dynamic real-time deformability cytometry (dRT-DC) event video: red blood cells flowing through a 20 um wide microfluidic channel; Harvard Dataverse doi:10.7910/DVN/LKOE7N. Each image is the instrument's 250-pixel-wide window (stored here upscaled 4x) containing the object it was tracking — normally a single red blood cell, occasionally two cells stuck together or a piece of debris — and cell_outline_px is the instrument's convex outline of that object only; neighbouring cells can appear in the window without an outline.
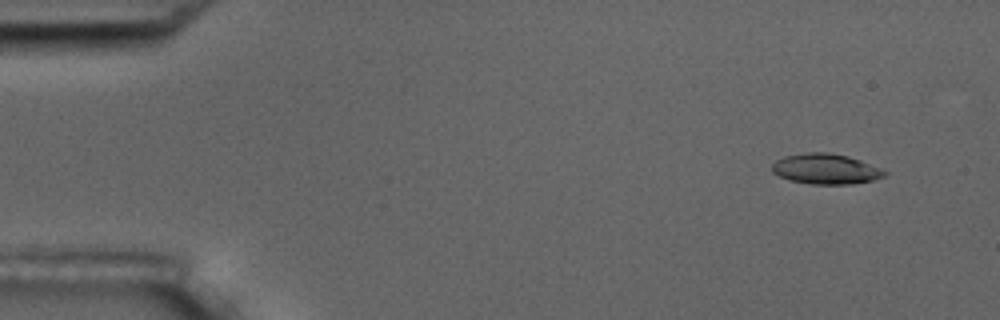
{"species": "common noctule bat (a hibernating species)", "species_latin": "Nyctalus noctula", "temperature_condition": "room temperature", "stored_images_in_passage": 5, "camera_frame_rate_fps": 3000, "um_per_image_px": 0.085, "animal": {"sex": "male", "body_mass_g": 17.5, "forearm_length_mm": 52.3}, "frame": {"image": 1, "passage_image": 2, "time_ms": 1.333, "image_size_px": [1000, 320], "cell_outline_px": [[888, 172], [884, 176], [872, 180], [852, 184], [812, 184], [788, 180], [772, 172], [772, 164], [776, 160], [784, 156], [808, 152], [828, 152], [848, 156], [860, 160]], "centroid_in_image_um": [70.16, 14.36], "position_along_channel_um": 14.8, "area_um2": 19.83}}
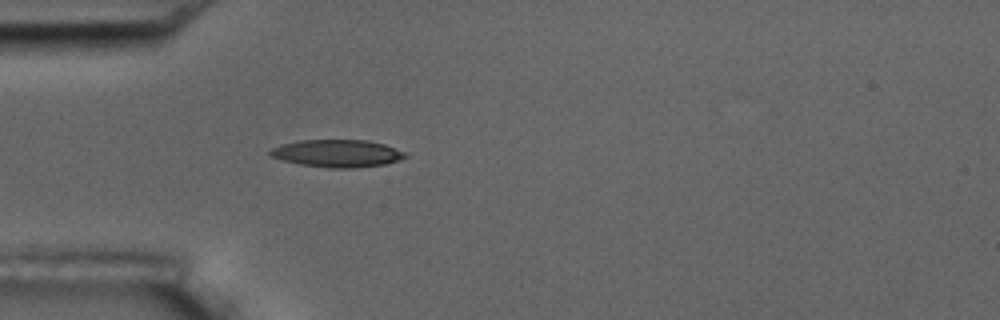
{"frame": {"image": 2, "passage_image": 5, "time_ms": 5.333, "image_size_px": [1000, 320], "cell_outline_px": [[408, 156], [384, 164], [352, 168], [328, 168], [300, 164], [284, 160], [272, 156], [268, 152], [272, 148], [280, 144], [300, 140], [368, 140], [384, 144], [404, 152]], "centroid_in_image_um": [28.64, 13.03], "position_along_channel_um": 56.4, "area_um2": 21.39}}